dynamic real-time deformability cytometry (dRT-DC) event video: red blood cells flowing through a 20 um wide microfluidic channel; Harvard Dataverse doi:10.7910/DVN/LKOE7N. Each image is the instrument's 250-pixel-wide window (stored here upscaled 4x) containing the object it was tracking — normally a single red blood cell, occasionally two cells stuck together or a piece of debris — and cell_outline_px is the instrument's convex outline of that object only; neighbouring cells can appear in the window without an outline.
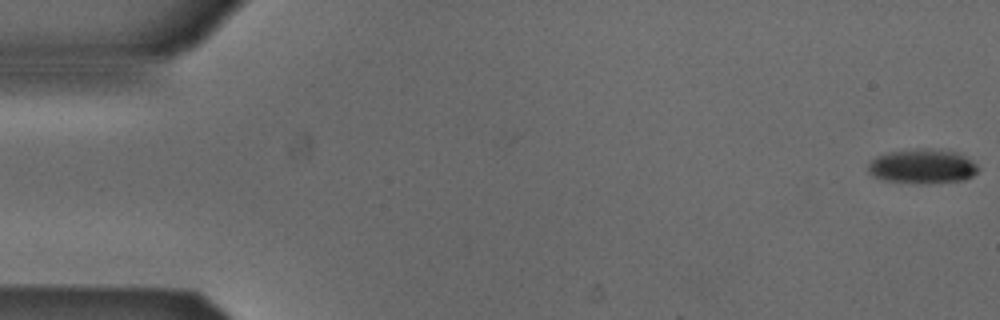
{"species": "Egyptian fruit bat (a non-hibernating species)", "species_latin": "Rousettus aegyptiacus", "temperature_condition": "cold", "stored_images_in_passage": 51, "camera_frame_rate_fps": 3000, "um_per_image_px": 0.085, "animal": {"sex": "male"}, "frame": {"image": 1, "passage_image": 1, "time_ms": 0.0, "image_size_px": [1000, 320], "cell_outline_px": [[980, 168], [972, 176], [964, 180], [924, 184], [880, 180], [872, 176], [868, 172], [868, 164], [876, 156], [892, 152], [916, 148], [956, 152], [964, 156], [976, 164]], "centroid_in_image_um": [78.37, 14.16], "position_along_channel_um": 6.6, "area_um2": 22.02}}
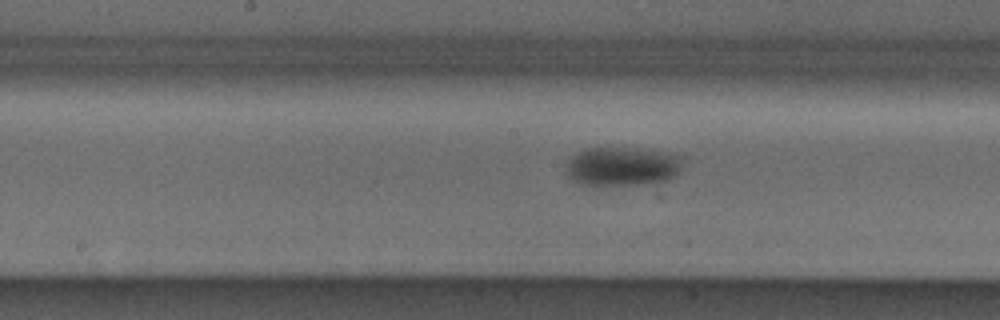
{"frame": {"image": 2, "passage_image": 27, "time_ms": 8.667, "image_size_px": [1000, 320], "cell_outline_px": [[684, 156], [680, 172], [668, 180], [640, 184], [588, 184], [572, 180], [564, 172], [564, 164], [572, 156], [588, 148], [636, 148]], "centroid_in_image_um": [52.89, 14.13], "position_along_channel_um": 195.3, "area_um2": 26.3}}
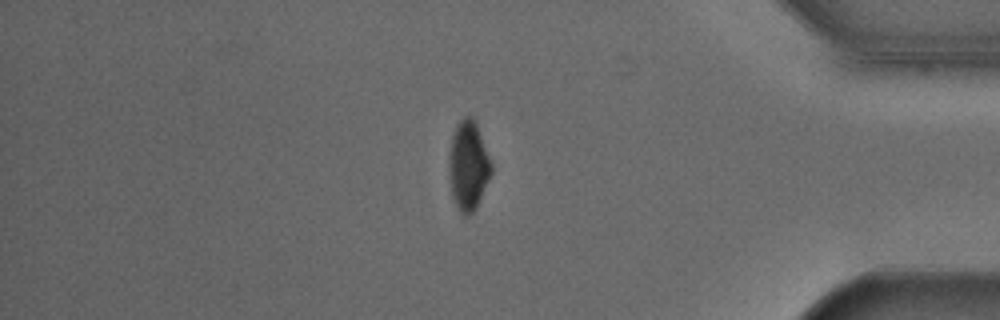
{"frame": {"image": 3, "passage_image": 45, "time_ms": 14.667, "image_size_px": [1000, 320], "cell_outline_px": [[492, 172], [476, 208], [468, 216], [464, 216], [460, 212], [452, 196], [448, 172], [448, 156], [452, 136], [456, 124], [464, 116], [472, 116], [476, 120], [492, 164]], "centroid_in_image_um": [39.79, 14.05], "position_along_channel_um": 395.4, "area_um2": 22.31}}